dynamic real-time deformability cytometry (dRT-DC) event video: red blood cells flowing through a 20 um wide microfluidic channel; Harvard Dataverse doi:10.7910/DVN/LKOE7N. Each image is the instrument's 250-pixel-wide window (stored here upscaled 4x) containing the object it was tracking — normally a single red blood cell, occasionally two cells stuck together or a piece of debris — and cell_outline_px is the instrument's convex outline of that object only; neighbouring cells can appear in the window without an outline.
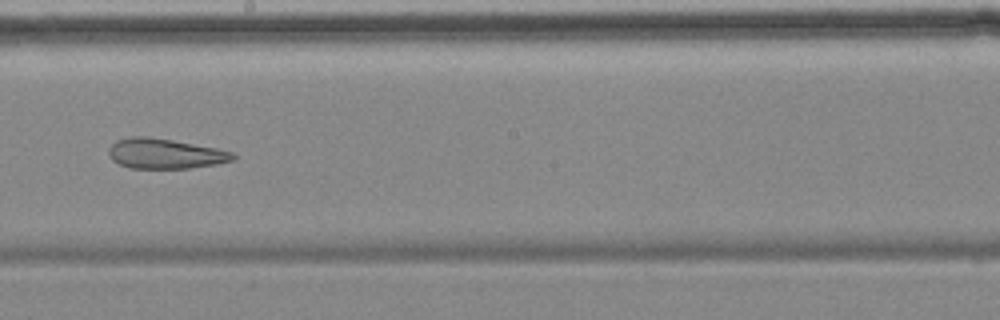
{"species": "common noctule bat (a hibernating species)", "species_latin": "Nyctalus noctula", "temperature_condition": "cold", "stored_images_in_passage": 11, "camera_frame_rate_fps": 3000, "um_per_image_px": 0.085, "animal": {"sex": "female", "body_mass_g": 18.4}, "frame": {"image": 1, "passage_image": 7, "time_ms": 7.333, "image_size_px": [1000, 320], "cell_outline_px": [[236, 156], [232, 160], [216, 164], [188, 168], [128, 168], [112, 160], [108, 152], [108, 148], [116, 140], [132, 136], [148, 136], [172, 140], [216, 148], [232, 152]], "centroid_in_image_um": [13.99, 13.05], "position_along_channel_um": 234.2, "area_um2": 21.68}}
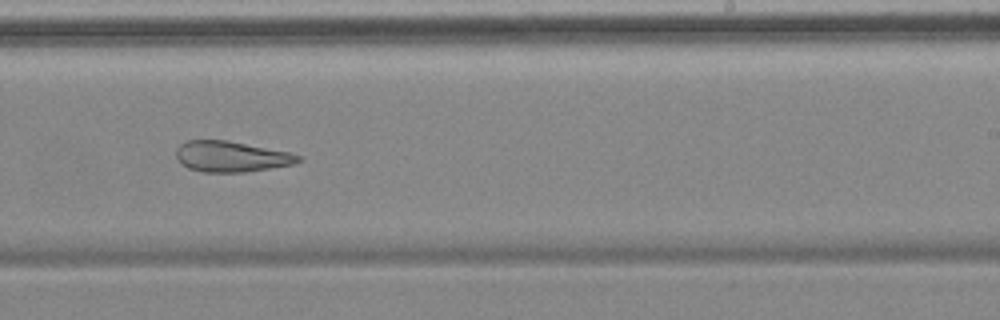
{"frame": {"image": 2, "passage_image": 8, "time_ms": 8.333, "image_size_px": [1000, 320], "cell_outline_px": [[304, 160], [292, 164], [244, 172], [204, 172], [188, 168], [180, 164], [176, 160], [176, 148], [180, 144], [188, 140], [228, 140], [288, 152], [300, 156]], "centroid_in_image_um": [19.6, 13.3], "position_along_channel_um": 269.4, "area_um2": 21.85}}